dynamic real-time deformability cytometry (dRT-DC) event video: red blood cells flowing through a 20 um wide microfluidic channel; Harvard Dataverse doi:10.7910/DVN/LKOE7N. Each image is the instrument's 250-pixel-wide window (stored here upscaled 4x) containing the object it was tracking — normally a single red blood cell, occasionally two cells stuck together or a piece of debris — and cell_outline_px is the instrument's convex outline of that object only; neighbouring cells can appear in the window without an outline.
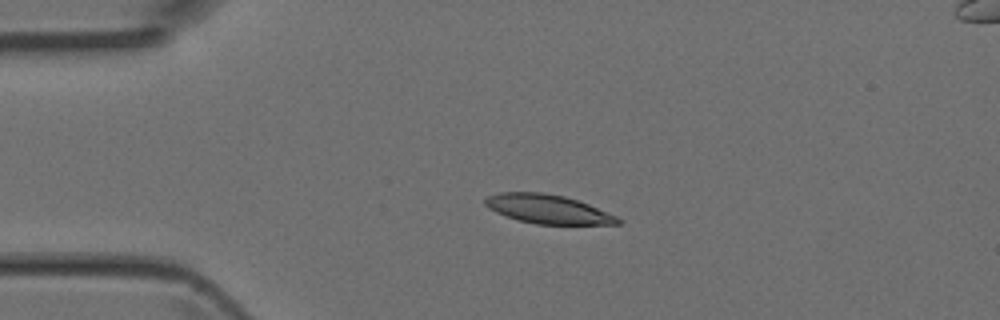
{"species": "Egyptian fruit bat (a non-hibernating species)", "species_latin": "Rousettus aegyptiacus", "temperature_condition": "room temperature", "stored_images_in_passage": 4, "camera_frame_rate_fps": 3000, "um_per_image_px": 0.085, "animal": {"sex": "female"}, "frame": {"image": 1, "passage_image": 2, "time_ms": 0.333, "image_size_px": [1000, 320], "cell_outline_px": [[624, 220], [620, 224], [536, 224], [516, 220], [496, 212], [488, 208], [484, 204], [484, 200], [488, 196], [500, 192], [544, 192], [564, 196], [588, 204], [616, 216]], "centroid_in_image_um": [46.55, 17.77], "position_along_channel_um": 38.5, "area_um2": 22.37}}